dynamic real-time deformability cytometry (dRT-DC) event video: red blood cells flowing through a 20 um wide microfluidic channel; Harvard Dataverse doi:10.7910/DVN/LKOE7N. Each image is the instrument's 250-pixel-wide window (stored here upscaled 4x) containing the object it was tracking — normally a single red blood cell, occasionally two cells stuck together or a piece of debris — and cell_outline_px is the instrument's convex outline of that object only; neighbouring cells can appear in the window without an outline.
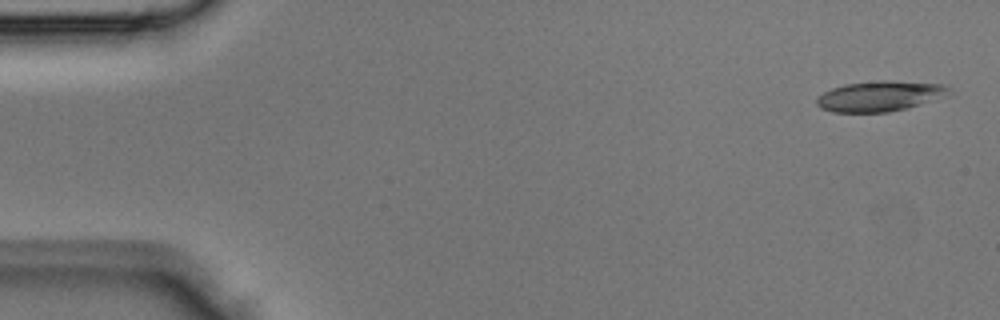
{"species": "Egyptian fruit bat (a non-hibernating species)", "species_latin": "Rousettus aegyptiacus", "temperature_condition": "room temperature", "stored_images_in_passage": 3, "camera_frame_rate_fps": 3000, "um_per_image_px": 0.085, "animal": {"sex": "male"}, "frame": {"image": 1, "passage_image": 1, "time_ms": 0.0, "image_size_px": [1000, 320], "cell_outline_px": [[952, 92], [948, 96], [908, 108], [888, 112], [832, 112], [820, 108], [816, 104], [816, 96], [832, 88], [844, 84], [880, 80], [888, 80], [940, 84], [948, 88]], "centroid_in_image_um": [74.77, 8.17], "position_along_channel_um": 10.2, "area_um2": 23.58}}